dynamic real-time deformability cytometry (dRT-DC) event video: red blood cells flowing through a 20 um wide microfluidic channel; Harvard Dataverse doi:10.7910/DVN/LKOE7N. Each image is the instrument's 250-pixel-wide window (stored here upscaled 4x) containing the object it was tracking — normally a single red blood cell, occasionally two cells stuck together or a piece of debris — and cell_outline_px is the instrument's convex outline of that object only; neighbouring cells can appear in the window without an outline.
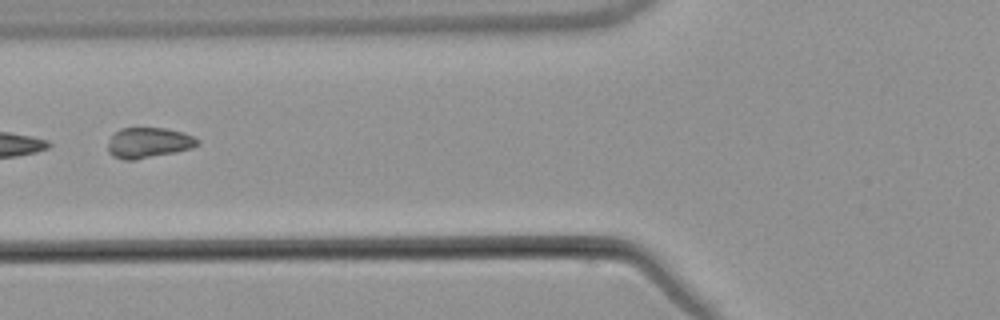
{"species": "common noctule bat (a hibernating species)", "species_latin": "Nyctalus noctula", "temperature_condition": "warm", "stored_images_in_passage": 6, "segment_of_instrument_passage": [2, 2], "camera_frame_rate_fps": 3000, "um_per_image_px": 0.085, "animal": {"sex": "male", "body_mass_g": 21.5, "forearm_length_mm": 52.0}, "frame": {"image": 1, "passage_image": 5, "time_ms": 5.0, "image_size_px": [1000, 320], "cell_outline_px": [[200, 144], [192, 148], [176, 152], [136, 160], [124, 160], [112, 156], [108, 152], [108, 144], [112, 136], [120, 128], [164, 128], [184, 132], [200, 140]], "centroid_in_image_um": [12.64, 12.14], "position_along_channel_um": 113.2, "area_um2": 16.01}}
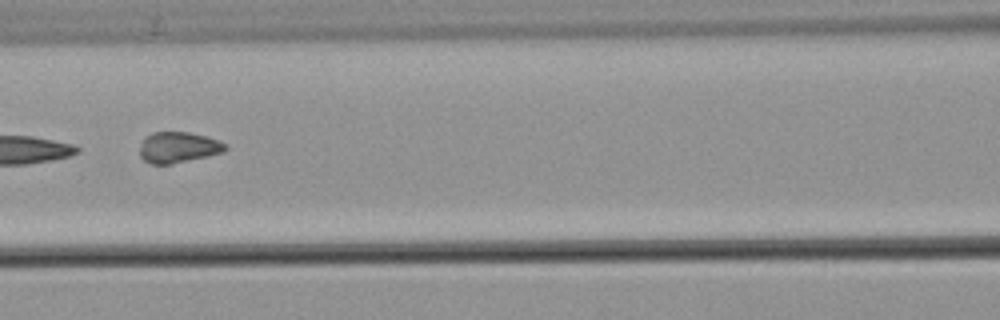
{"frame": {"image": 2, "passage_image": 6, "time_ms": 6.0, "image_size_px": [1000, 320], "cell_outline_px": [[228, 148], [224, 152], [208, 156], [172, 164], [152, 164], [144, 160], [140, 156], [140, 144], [152, 132], [188, 132], [220, 140]], "centroid_in_image_um": [15.16, 12.53], "position_along_channel_um": 151.4, "area_um2": 15.32}}